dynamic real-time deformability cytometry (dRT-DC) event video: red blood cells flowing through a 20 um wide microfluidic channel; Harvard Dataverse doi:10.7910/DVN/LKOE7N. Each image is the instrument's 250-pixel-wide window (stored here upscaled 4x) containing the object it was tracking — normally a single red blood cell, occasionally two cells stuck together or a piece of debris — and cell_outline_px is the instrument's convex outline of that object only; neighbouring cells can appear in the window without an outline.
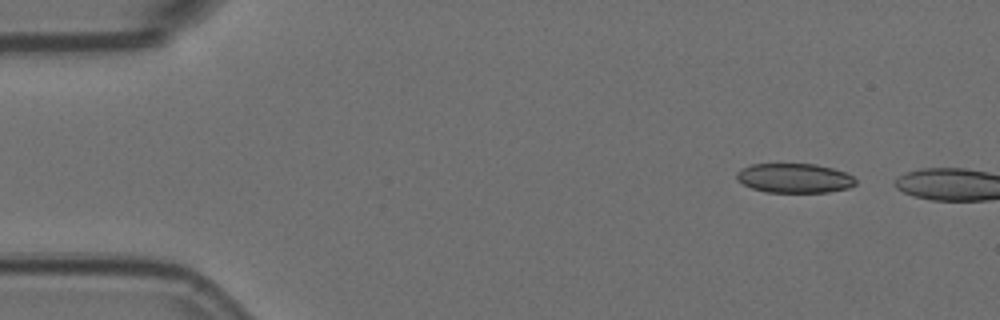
{"species": "Egyptian fruit bat (a non-hibernating species)", "species_latin": "Rousettus aegyptiacus", "temperature_condition": "room temperature", "stored_images_in_passage": 3, "camera_frame_rate_fps": 3000, "um_per_image_px": 0.085, "animal": {"sex": "female"}, "frame": {"image": 1, "passage_image": 1, "time_ms": 0.0, "image_size_px": [1000, 320], "cell_outline_px": [[856, 184], [848, 188], [828, 192], [768, 192], [752, 188], [736, 180], [736, 172], [740, 168], [752, 164], [816, 164], [832, 168], [844, 172], [852, 176], [856, 180]], "centroid_in_image_um": [67.5, 15.14], "position_along_channel_um": 17.5, "area_um2": 20.4}}